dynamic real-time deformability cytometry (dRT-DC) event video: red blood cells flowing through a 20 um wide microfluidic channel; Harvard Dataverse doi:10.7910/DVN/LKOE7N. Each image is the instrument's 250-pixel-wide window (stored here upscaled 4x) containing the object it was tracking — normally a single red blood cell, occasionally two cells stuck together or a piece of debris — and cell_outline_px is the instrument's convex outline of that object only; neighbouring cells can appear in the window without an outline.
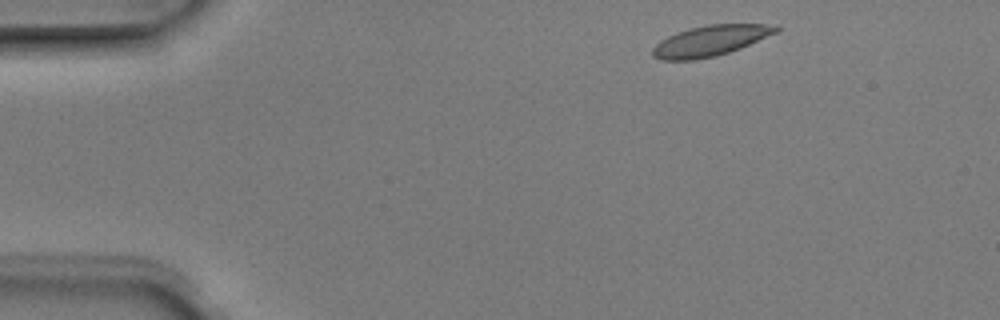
{"species": "Egyptian fruit bat (a non-hibernating species)", "species_latin": "Rousettus aegyptiacus", "temperature_condition": "room temperature", "stored_images_in_passage": 4, "camera_frame_rate_fps": 3000, "um_per_image_px": 0.085, "animal": {"sex": "male"}, "frame": {"image": 1, "passage_image": 1, "time_ms": 0.0, "image_size_px": [1000, 320], "cell_outline_px": [[780, 28], [776, 32], [740, 48], [716, 56], [696, 60], [664, 60], [652, 56], [652, 48], [660, 40], [676, 32], [708, 24], [776, 24]], "centroid_in_image_um": [60.35, 3.46], "position_along_channel_um": 24.6, "area_um2": 21.85}}
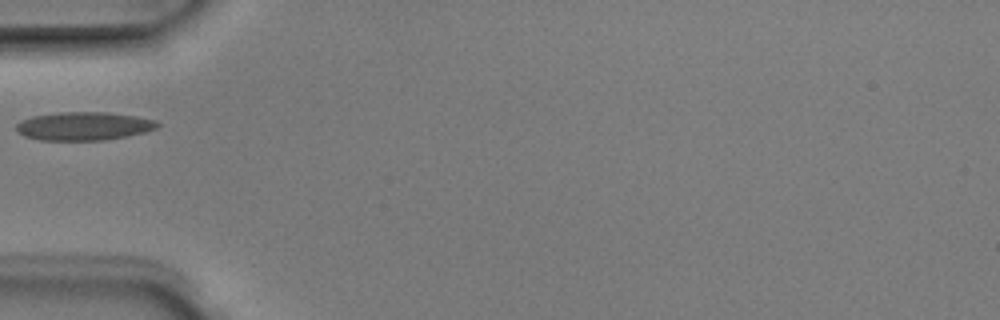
{"frame": {"image": 2, "passage_image": 4, "time_ms": 1.0, "image_size_px": [1000, 320], "cell_outline_px": [[160, 124], [156, 128], [144, 132], [128, 136], [104, 140], [40, 140], [24, 136], [16, 132], [16, 124], [20, 120], [32, 116], [60, 112], [104, 112], [136, 116], [156, 120]], "centroid_in_image_um": [7.09, 10.72], "position_along_channel_um": 77.9, "area_um2": 23.41}}